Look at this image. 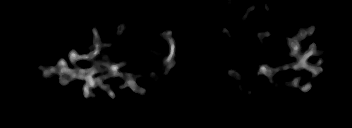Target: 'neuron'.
<instances>
[{"instance_id":"neuron-1","label":"neuron","mask_w":352,"mask_h":128,"mask_svg":"<svg viewBox=\"0 0 352 128\" xmlns=\"http://www.w3.org/2000/svg\"><path fill=\"white\" fill-rule=\"evenodd\" d=\"M255 8L254 5H252L250 8L246 9L247 13H250L253 9ZM100 22V16H99V21H95L94 22V26H98ZM97 28H93L92 32H93V36H94V45L90 46L88 45V49H91V52L88 54H84V55H79L77 54V52H70L69 53V61L71 62V64H73L74 66H76L75 69H70L66 62L63 59H59L58 60V66L53 68L51 66H44L40 68L41 71V82H43V80L46 78L44 76H46V74L48 76H52L55 74H59V82L61 85H68L69 81L67 78H74V79H80L82 81H84V85L82 86V91L84 93L83 95V99H87L88 97H94V93L91 91V88H101V89H106L107 87L110 86H104L103 81L107 78H123L125 80V83H123L121 86H119V89L122 90L124 89L126 86H129L134 92H138V93H142L144 94L146 92L145 87H140L139 85H137L135 82L138 80L139 74H124L122 72H119L118 69H120L123 65L118 64V63H110V64H106L105 69H108L110 72L106 75H102L98 78H94V74L98 73L97 67L99 66V63H92V65L90 66V68L88 69H82L81 67L78 66V64H76V61L80 60V59H84V60H90L93 59L95 56H97L100 52V50L102 49V44L100 43V35L98 34V31H96ZM124 30V26L120 25L118 30H117V35H121L122 32ZM314 32V27L311 26V28L309 30H306L305 28H301L299 33L297 35H295L293 38H288V47L291 49V58L293 57L295 58H299L298 62H292L291 64H288L286 66H281L278 69L277 68H270L268 63L265 65H262L261 68L259 66V68H257V72L260 74H264L265 76H267L268 78H271L273 76V72H277V71H281L287 68H292V70L294 71H299V69L301 70L302 68H306L307 70H309L310 72H312V77H317L318 73H322L323 69L320 67V65L323 63V59L320 58L316 65H312L310 63L307 62V58H311L313 57V55H315V53H317V51H315L316 49V45L313 44L311 46V48L306 52V53H301V45L299 43V39L303 40L305 38H309L313 35ZM159 35H161L164 39L167 40V42L170 45V54L165 58V62L163 65V69L162 70H166V71H170V69L173 66L174 63V53H175V42H174V38H173V34H172V30L171 31H167V32H163V33H159ZM270 35L269 32H264L261 35H259V42L260 39H263L265 36ZM103 58L105 60H109L108 55L105 53H103ZM229 74V78L232 77H236L238 78L237 81H240V77H238V73H236L234 70H230V72H228ZM313 79V78H312ZM312 79L309 80V82L305 85L302 86H298L303 92L308 91L309 89L312 88L311 86V81ZM288 83V85L292 86V89H294L293 87H297L298 84V80L297 79H292V81H288L285 82ZM107 93L112 97L115 98L116 94L114 93V91L112 89L107 90Z\"/></svg>"}]
</instances>
